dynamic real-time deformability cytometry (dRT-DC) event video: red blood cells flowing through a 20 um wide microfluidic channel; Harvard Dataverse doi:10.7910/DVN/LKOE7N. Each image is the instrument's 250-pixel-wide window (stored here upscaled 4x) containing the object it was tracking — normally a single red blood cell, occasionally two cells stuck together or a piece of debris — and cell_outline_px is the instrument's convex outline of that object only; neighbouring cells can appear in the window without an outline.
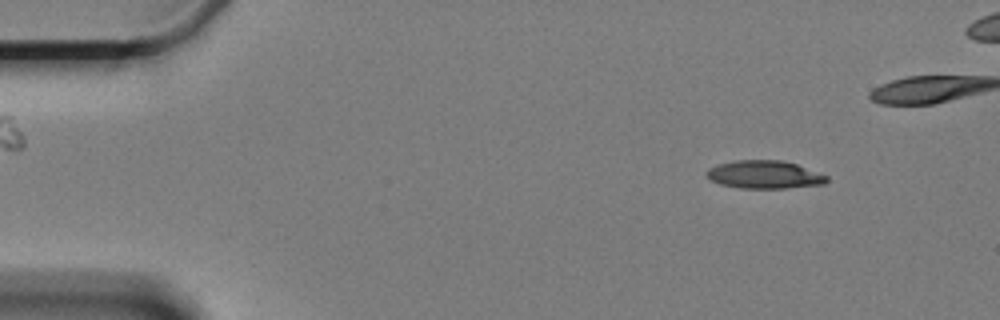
{"species": "Egyptian fruit bat (a non-hibernating species)", "species_latin": "Rousettus aegyptiacus", "temperature_condition": "cold", "stored_images_in_passage": 18, "camera_frame_rate_fps": 3000, "um_per_image_px": 0.085, "animal": {"sex": "female"}, "frame": {"image": 1, "passage_image": 7, "time_ms": 2.0, "image_size_px": [1000, 320], "cell_outline_px": [[828, 180], [824, 184], [788, 188], [740, 188], [720, 184], [708, 180], [704, 176], [704, 172], [708, 168], [716, 164], [736, 160], [780, 160], [796, 164], [828, 176]], "centroid_in_image_um": [64.9, 14.84], "position_along_channel_um": 20.1, "area_um2": 19.83}}